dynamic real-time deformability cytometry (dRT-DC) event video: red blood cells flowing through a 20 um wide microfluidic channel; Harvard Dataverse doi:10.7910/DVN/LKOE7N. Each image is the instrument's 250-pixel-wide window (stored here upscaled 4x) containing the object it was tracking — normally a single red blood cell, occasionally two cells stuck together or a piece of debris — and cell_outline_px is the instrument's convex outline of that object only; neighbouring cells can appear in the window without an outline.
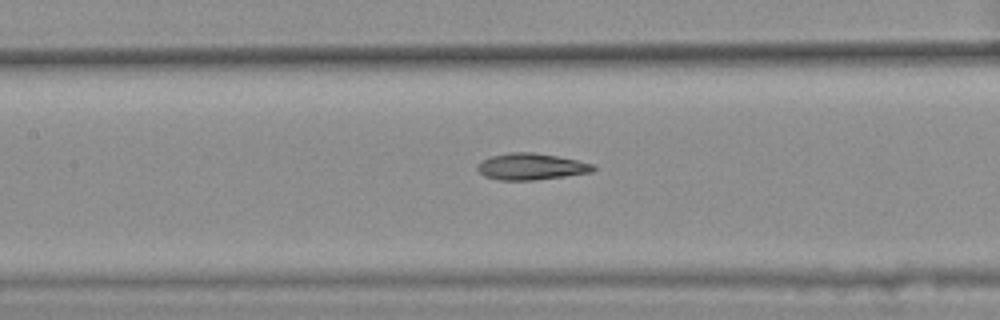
{"species": "common noctule bat (a hibernating species)", "species_latin": "Nyctalus noctula", "temperature_condition": "warm", "stored_images_in_passage": 7, "camera_frame_rate_fps": 3000, "um_per_image_px": 0.085, "animal": {"sex": "female", "body_mass_g": 25.1}, "frame": {"image": 1, "passage_image": 7, "time_ms": 2.0, "image_size_px": [1000, 320], "cell_outline_px": [[596, 168], [592, 172], [536, 180], [496, 180], [484, 176], [476, 168], [476, 164], [492, 156], [508, 152], [532, 152], [556, 156], [576, 160], [592, 164]], "centroid_in_image_um": [45.11, 14.16], "position_along_channel_um": 162.3, "area_um2": 17.8}}